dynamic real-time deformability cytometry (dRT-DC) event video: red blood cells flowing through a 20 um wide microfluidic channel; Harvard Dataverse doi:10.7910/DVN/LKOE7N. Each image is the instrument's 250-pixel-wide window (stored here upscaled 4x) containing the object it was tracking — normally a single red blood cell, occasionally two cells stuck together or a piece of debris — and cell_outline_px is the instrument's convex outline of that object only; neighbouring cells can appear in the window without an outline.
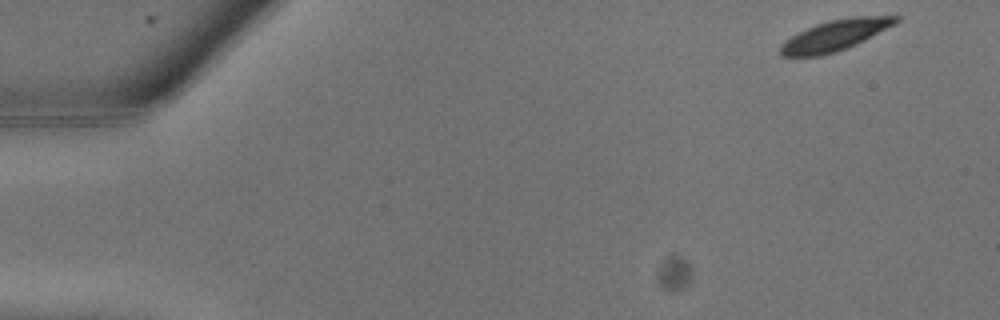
{"species": "common noctule bat (a hibernating species)", "species_latin": "Nyctalus noctula", "temperature_condition": "warm", "stored_images_in_passage": 14, "camera_frame_rate_fps": 3000, "um_per_image_px": 0.085, "animal": {"sex": "male", "body_mass_g": 13.3}, "frame": {"image": 1, "passage_image": 1, "time_ms": 0.0, "image_size_px": [1000, 320], "cell_outline_px": [[900, 20], [896, 24], [848, 48], [836, 52], [820, 56], [780, 56], [780, 48], [792, 36], [816, 24], [832, 20], [852, 16], [900, 16]], "centroid_in_image_um": [71.04, 3.0], "position_along_channel_um": 14.0, "area_um2": 20.35}}
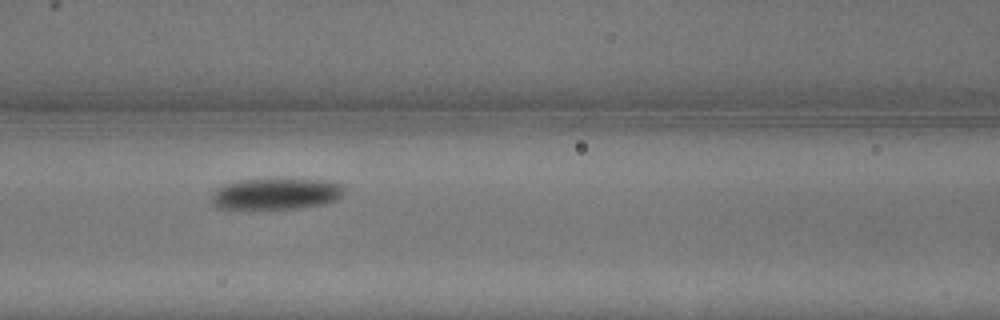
{"frame": {"image": 2, "passage_image": 11, "time_ms": 3.333, "image_size_px": [1000, 320], "cell_outline_px": [[344, 192], [336, 200], [320, 204], [300, 208], [216, 208], [212, 204], [212, 196], [216, 188], [224, 184], [240, 180], [276, 176], [292, 176], [328, 180], [344, 184]], "centroid_in_image_um": [23.51, 16.39], "position_along_channel_um": 143.1, "area_um2": 25.32}}
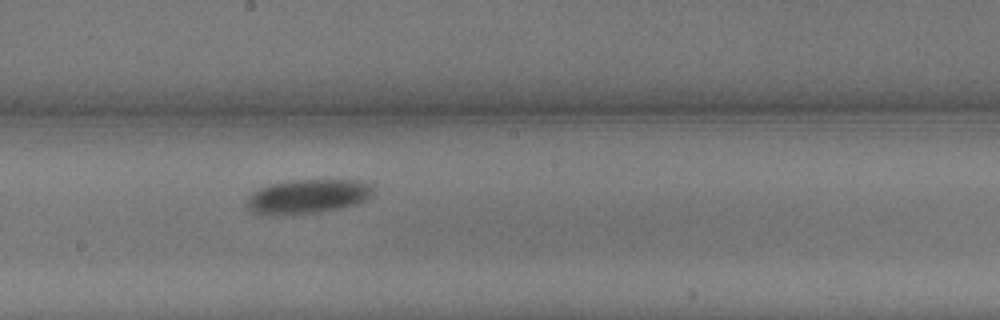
{"frame": {"image": 3, "passage_image": 14, "time_ms": 4.333, "image_size_px": [1000, 320], "cell_outline_px": [[376, 192], [372, 196], [356, 204], [320, 212], [256, 216], [244, 204], [248, 196], [252, 192], [268, 184], [292, 180], [360, 180], [376, 184]], "centroid_in_image_um": [26.16, 16.69], "position_along_channel_um": 222.0, "area_um2": 25.84}}